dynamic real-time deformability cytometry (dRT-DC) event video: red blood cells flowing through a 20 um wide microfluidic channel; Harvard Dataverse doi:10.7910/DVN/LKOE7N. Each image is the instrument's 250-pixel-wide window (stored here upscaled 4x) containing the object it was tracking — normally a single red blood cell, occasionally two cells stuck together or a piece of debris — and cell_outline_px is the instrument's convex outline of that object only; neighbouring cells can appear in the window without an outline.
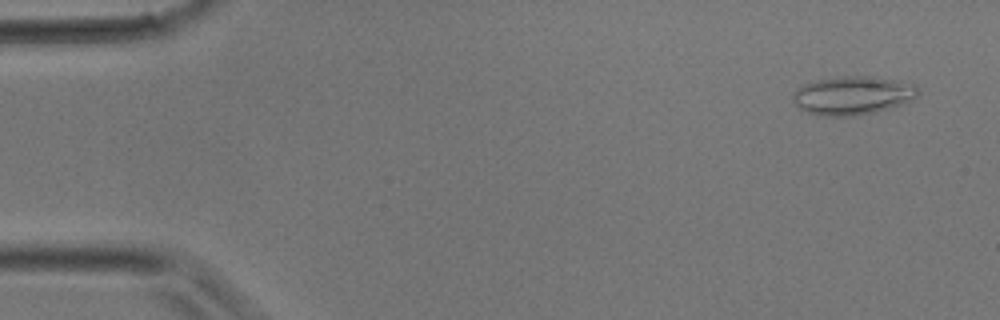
{"species": "common noctule bat (a hibernating species)", "species_latin": "Nyctalus noctula", "temperature_condition": "room temperature", "stored_images_in_passage": 35, "camera_frame_rate_fps": 3000, "um_per_image_px": 0.085, "animal": {"sex": "male", "body_mass_g": 17.9}, "frame": {"image": 1, "passage_image": 2, "time_ms": 0.333, "image_size_px": [1000, 320], "cell_outline_px": [[920, 92], [912, 100], [888, 108], [856, 116], [820, 116], [808, 112], [800, 108], [792, 100], [792, 92], [796, 88], [820, 80], [840, 76], [868, 76], [892, 80], [912, 84]], "centroid_in_image_um": [72.44, 8.12], "position_along_channel_um": 12.6, "area_um2": 27.63}}
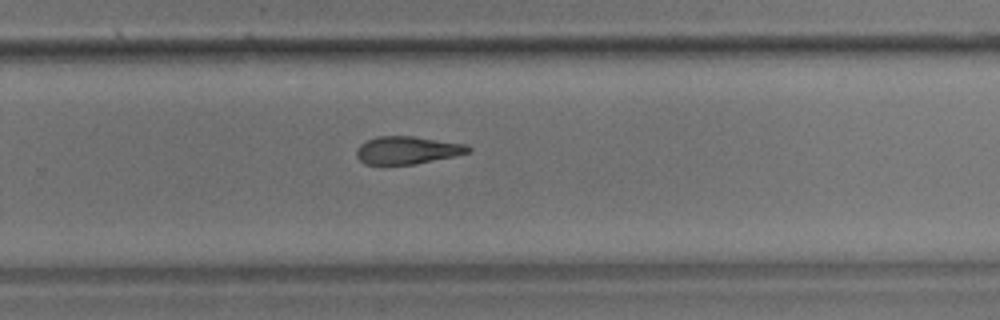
{"frame": {"image": 2, "passage_image": 23, "time_ms": 7.333, "image_size_px": [1000, 320], "cell_outline_px": [[472, 148], [468, 152], [452, 156], [412, 164], [364, 164], [356, 156], [356, 148], [360, 144], [376, 136], [412, 136], [468, 144]], "centroid_in_image_um": [34.59, 12.75], "position_along_channel_um": 295.2, "area_um2": 17.86}}
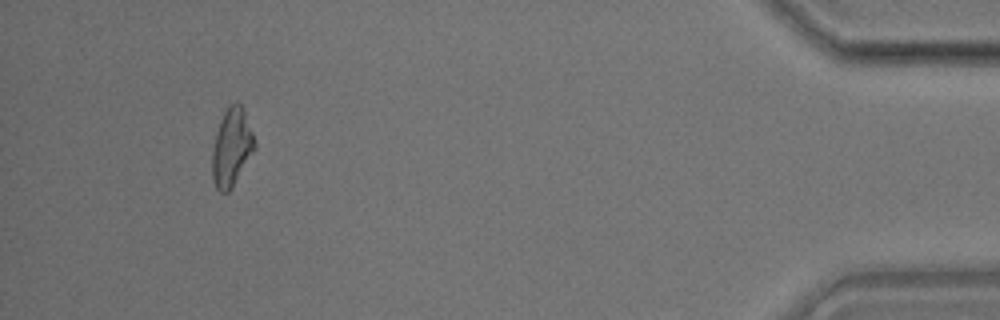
{"frame": {"image": 3, "passage_image": 33, "time_ms": 10.667, "image_size_px": [1000, 320], "cell_outline_px": [[256, 148], [232, 188], [228, 192], [220, 192], [216, 188], [212, 180], [212, 148], [216, 132], [220, 120], [224, 112], [232, 104], [240, 104], [244, 108], [256, 144]], "centroid_in_image_um": [19.68, 12.56], "position_along_channel_um": 415.5, "area_um2": 19.25}}